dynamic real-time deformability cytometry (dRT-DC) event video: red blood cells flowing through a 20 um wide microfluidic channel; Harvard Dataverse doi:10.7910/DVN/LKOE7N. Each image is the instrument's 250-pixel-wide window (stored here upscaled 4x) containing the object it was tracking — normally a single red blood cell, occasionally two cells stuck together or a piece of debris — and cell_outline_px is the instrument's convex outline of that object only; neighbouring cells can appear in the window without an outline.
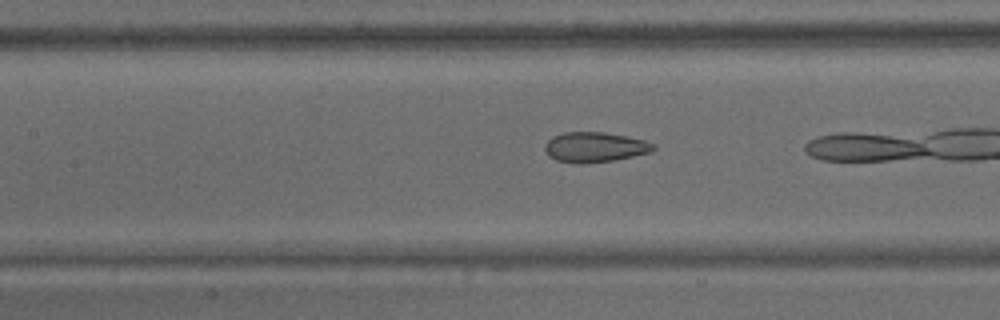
{"species": "common noctule bat (a hibernating species)", "species_latin": "Nyctalus noctula", "temperature_condition": "warm", "stored_images_in_passage": 25, "camera_frame_rate_fps": 3000, "um_per_image_px": 0.085, "animal": {"sex": "male", "body_mass_g": 15.6}, "frame": {"image": 1, "passage_image": 22, "time_ms": 7.0, "image_size_px": [1000, 320], "cell_outline_px": [[656, 148], [652, 152], [612, 160], [556, 160], [548, 156], [544, 148], [544, 144], [552, 136], [564, 132], [604, 132], [628, 136], [644, 140], [652, 144]], "centroid_in_image_um": [50.57, 12.44], "position_along_channel_um": 156.8, "area_um2": 18.21}}